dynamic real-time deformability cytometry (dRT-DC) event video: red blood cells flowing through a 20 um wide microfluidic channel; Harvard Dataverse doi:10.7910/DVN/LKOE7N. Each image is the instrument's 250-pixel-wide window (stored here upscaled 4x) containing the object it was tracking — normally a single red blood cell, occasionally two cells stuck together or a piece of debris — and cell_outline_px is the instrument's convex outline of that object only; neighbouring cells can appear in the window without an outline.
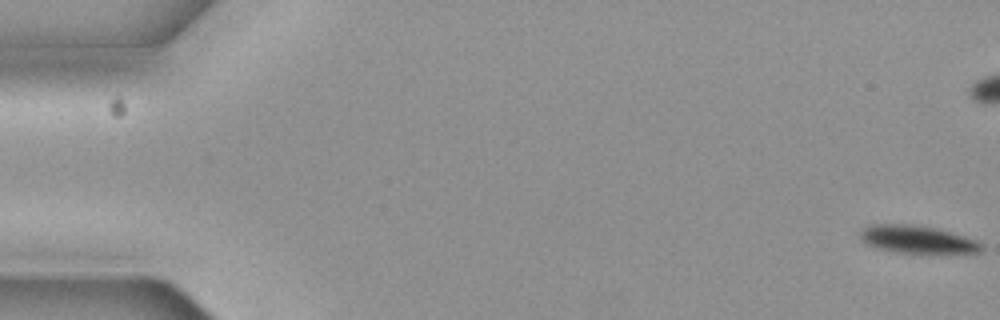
{"species": "common noctule bat (a hibernating species)", "species_latin": "Nyctalus noctula", "temperature_condition": "cold", "stored_images_in_passage": 7, "camera_frame_rate_fps": 3000, "um_per_image_px": 0.085, "animal": {"sex": "female", "body_mass_g": 19.3, "forearm_length_mm": 54.1}, "frame": {"image": 1, "passage_image": 1, "time_ms": 0.0, "image_size_px": [1000, 320], "cell_outline_px": [[984, 248], [980, 252], [900, 252], [880, 248], [868, 244], [860, 236], [860, 232], [864, 228], [872, 224], [916, 224], [940, 228], [976, 240], [984, 244]], "centroid_in_image_um": [78.03, 20.32], "position_along_channel_um": 7.0, "area_um2": 19.25}}
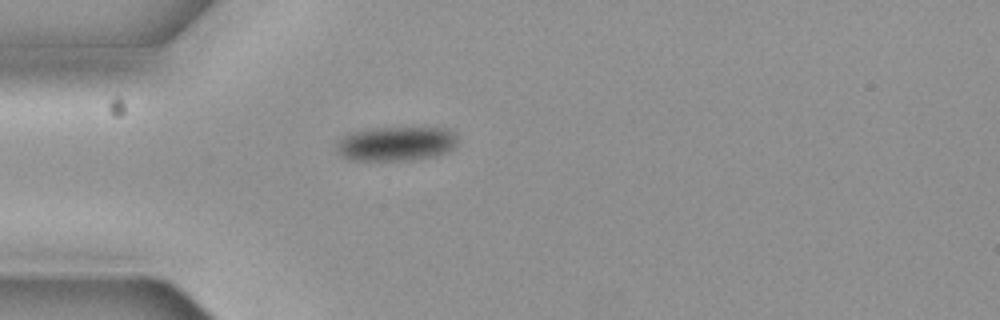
{"frame": {"image": 2, "passage_image": 7, "time_ms": 2.0, "image_size_px": [1000, 320], "cell_outline_px": [[456, 148], [448, 152], [436, 156], [412, 160], [348, 160], [340, 156], [336, 152], [336, 144], [348, 132], [372, 128], [448, 128], [456, 136]], "centroid_in_image_um": [33.65, 12.22], "position_along_channel_um": 51.4, "area_um2": 24.57}}